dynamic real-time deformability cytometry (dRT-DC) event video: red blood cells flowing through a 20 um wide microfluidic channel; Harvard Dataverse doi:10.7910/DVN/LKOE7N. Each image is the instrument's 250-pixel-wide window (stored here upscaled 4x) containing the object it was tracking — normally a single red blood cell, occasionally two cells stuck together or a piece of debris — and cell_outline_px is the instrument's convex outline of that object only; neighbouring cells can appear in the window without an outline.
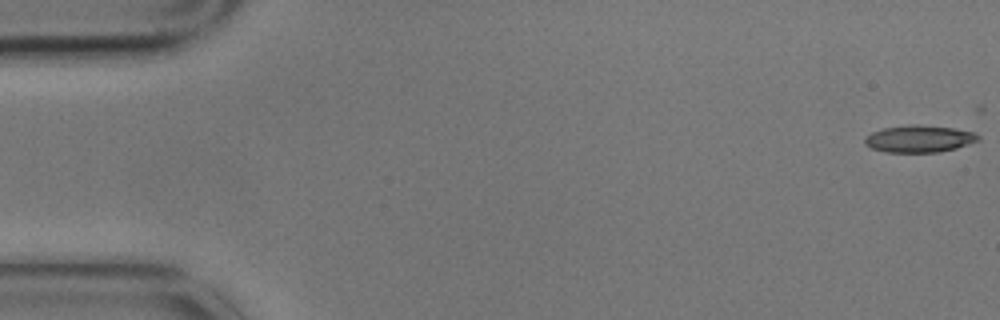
{"species": "common noctule bat (a hibernating species)", "species_latin": "Nyctalus noctula", "temperature_condition": "cold", "stored_images_in_passage": 5, "camera_frame_rate_fps": 3000, "um_per_image_px": 0.085, "animal": {"sex": "male", "body_mass_g": 17.9}, "frame": {"image": 1, "passage_image": 1, "time_ms": 0.0, "image_size_px": [1000, 320], "cell_outline_px": [[980, 140], [956, 148], [940, 152], [888, 152], [872, 148], [864, 144], [864, 140], [872, 132], [884, 128], [912, 124], [916, 124], [952, 128], [976, 132], [980, 136]], "centroid_in_image_um": [78.17, 11.8], "position_along_channel_um": 6.8, "area_um2": 17.8}}
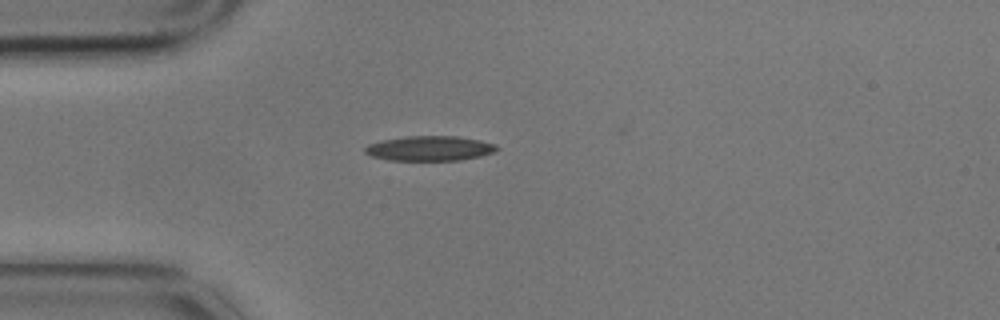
{"frame": {"image": 2, "passage_image": 5, "time_ms": 1.333, "image_size_px": [1000, 320], "cell_outline_px": [[500, 148], [496, 152], [480, 156], [460, 160], [388, 160], [372, 156], [364, 152], [364, 148], [368, 144], [380, 140], [404, 136], [456, 136], [480, 140], [496, 144]], "centroid_in_image_um": [36.53, 12.6], "position_along_channel_um": 48.5, "area_um2": 19.25}}